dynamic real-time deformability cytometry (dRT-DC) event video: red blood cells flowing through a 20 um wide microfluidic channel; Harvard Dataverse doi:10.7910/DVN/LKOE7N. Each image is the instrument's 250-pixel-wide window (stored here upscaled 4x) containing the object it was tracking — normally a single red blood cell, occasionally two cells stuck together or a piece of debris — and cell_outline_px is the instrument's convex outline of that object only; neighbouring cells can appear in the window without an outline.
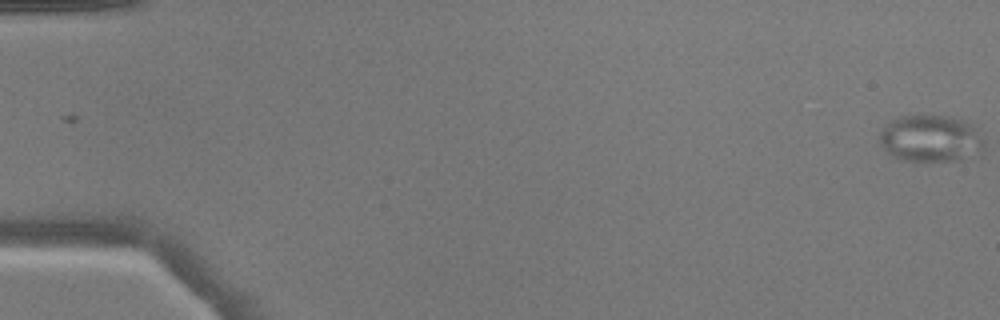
{"species": "common noctule bat (a hibernating species)", "species_latin": "Nyctalus noctula", "temperature_condition": "warm", "stored_images_in_passage": 51, "camera_frame_rate_fps": 3000, "um_per_image_px": 0.085, "animal": {"sex": "male", "body_mass_g": 17.9}, "frame": {"image": 1, "passage_image": 1, "time_ms": 0.0, "image_size_px": [1000, 320], "cell_outline_px": [[984, 148], [960, 160], [900, 160], [884, 152], [880, 144], [880, 132], [892, 120], [900, 116], [948, 116], [980, 124], [984, 140]], "centroid_in_image_um": [79.16, 11.75], "position_along_channel_um": 5.8, "area_um2": 28.84}}
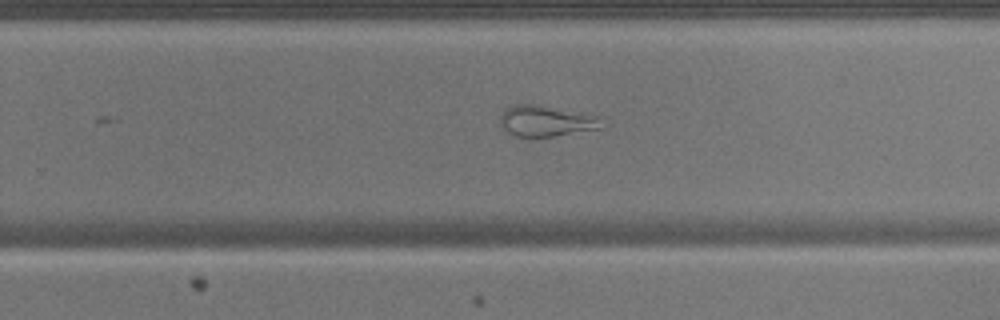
{"frame": {"image": 2, "passage_image": 34, "time_ms": 11.0, "image_size_px": [1000, 320], "cell_outline_px": [[600, 128], [552, 136], [516, 136], [508, 132], [500, 124], [500, 116], [504, 108], [516, 104], [532, 104], [592, 112], [596, 116]], "centroid_in_image_um": [46.38, 10.24], "position_along_channel_um": 283.4, "area_um2": 18.21}}
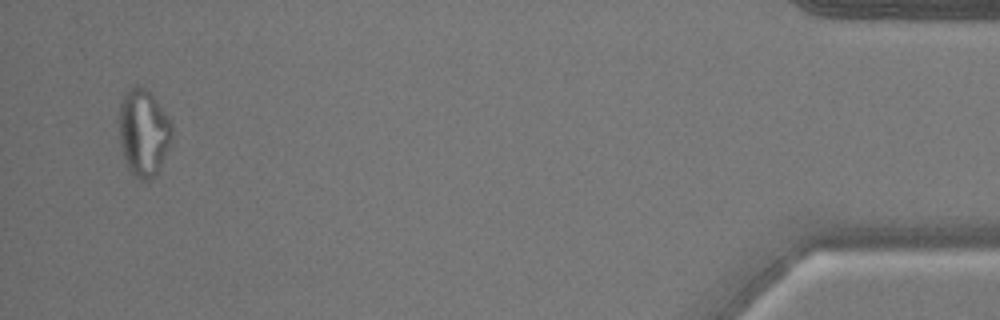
{"frame": {"image": 3, "passage_image": 50, "time_ms": 16.333, "image_size_px": [1000, 320], "cell_outline_px": [[172, 136], [168, 148], [156, 172], [148, 184], [140, 180], [128, 168], [124, 160], [120, 140], [120, 100], [124, 92], [132, 84], [136, 84], [148, 88], [152, 92], [172, 124]], "centroid_in_image_um": [12.19, 11.2], "position_along_channel_um": 423.0, "area_um2": 26.99}}